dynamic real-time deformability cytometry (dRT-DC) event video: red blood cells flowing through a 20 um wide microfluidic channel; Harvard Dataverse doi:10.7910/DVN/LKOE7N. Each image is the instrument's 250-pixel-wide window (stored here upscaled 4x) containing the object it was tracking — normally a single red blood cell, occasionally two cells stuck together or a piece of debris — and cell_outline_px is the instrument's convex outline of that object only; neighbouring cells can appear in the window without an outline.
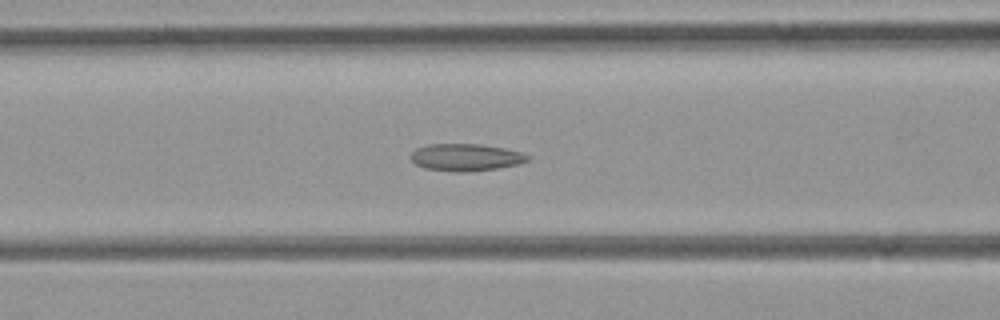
{"species": "common noctule bat (a hibernating species)", "species_latin": "Nyctalus noctula", "temperature_condition": "room temperature", "stored_images_in_passage": 51, "camera_frame_rate_fps": 3000, "um_per_image_px": 0.085, "animal": {"sex": "female", "body_mass_g": 21.9}, "frame": {"image": 1, "passage_image": 21, "time_ms": 6.667, "image_size_px": [1000, 320], "cell_outline_px": [[532, 156], [528, 160], [516, 164], [496, 168], [468, 172], [452, 172], [424, 168], [416, 164], [408, 156], [416, 148], [428, 144], [480, 144], [504, 148], [520, 152]], "centroid_in_image_um": [39.55, 13.37], "position_along_channel_um": 127.1, "area_um2": 18.55}}
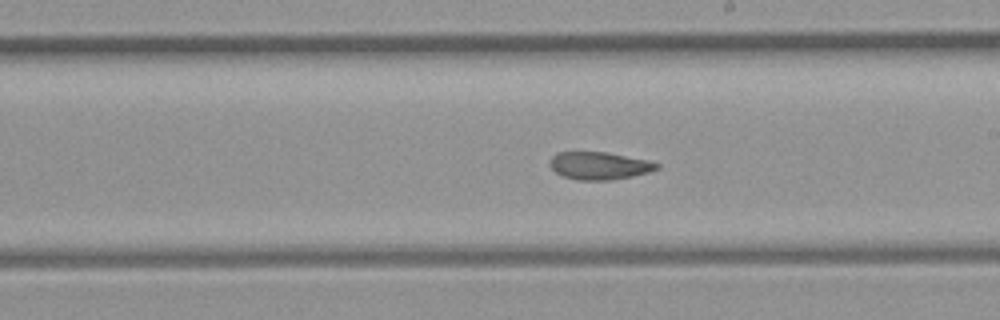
{"frame": {"image": 2, "passage_image": 29, "time_ms": 9.333, "image_size_px": [1000, 320], "cell_outline_px": [[660, 168], [648, 172], [632, 176], [612, 180], [576, 180], [564, 176], [556, 172], [548, 164], [552, 156], [556, 152], [604, 152], [648, 160], [660, 164]], "centroid_in_image_um": [50.93, 14.08], "position_along_channel_um": 238.1, "area_um2": 17.17}}
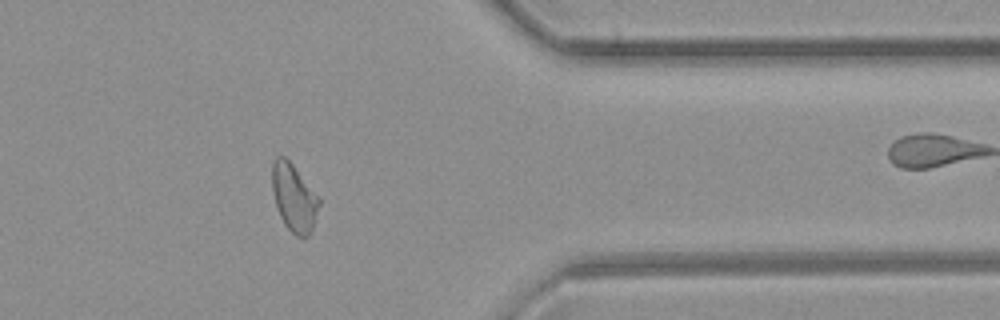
{"frame": {"image": 3, "passage_image": 41, "time_ms": 13.333, "image_size_px": [1000, 320], "cell_outline_px": [[320, 204], [312, 228], [308, 236], [304, 240], [296, 236], [284, 224], [280, 216], [272, 192], [272, 164], [276, 156], [284, 156], [292, 164], [320, 196]], "centroid_in_image_um": [25.0, 16.81], "position_along_channel_um": 386.4, "area_um2": 18.61}}